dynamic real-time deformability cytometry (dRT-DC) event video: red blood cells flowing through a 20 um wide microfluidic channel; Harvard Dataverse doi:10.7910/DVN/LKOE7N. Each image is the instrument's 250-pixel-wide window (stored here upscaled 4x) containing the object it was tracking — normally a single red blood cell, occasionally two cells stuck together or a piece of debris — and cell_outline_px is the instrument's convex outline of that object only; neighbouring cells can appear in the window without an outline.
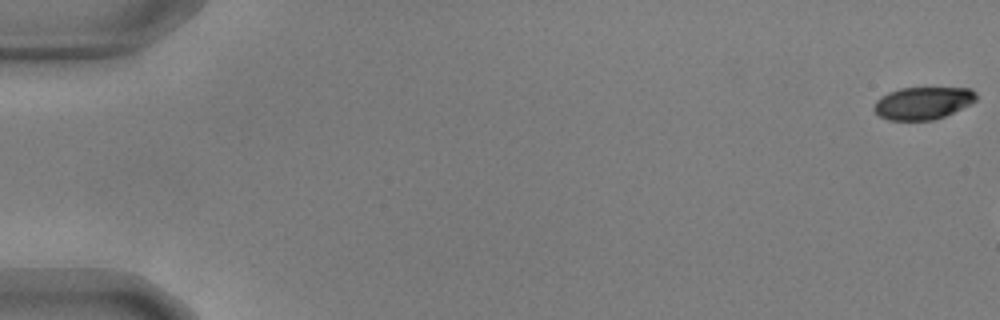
{"species": "common noctule bat (a hibernating species)", "species_latin": "Nyctalus noctula", "temperature_condition": "warm", "stored_images_in_passage": 12, "camera_frame_rate_fps": 3000, "um_per_image_px": 0.085, "animal": {"sex": "male", "body_mass_g": 17.9, "forearm_length_mm": 54.2}, "frame": {"image": 1, "passage_image": 1, "time_ms": 0.0, "image_size_px": [1000, 320], "cell_outline_px": [[976, 100], [944, 116], [932, 120], [888, 120], [880, 116], [872, 108], [876, 100], [880, 96], [888, 92], [900, 88], [972, 88], [976, 92]], "centroid_in_image_um": [78.4, 8.75], "position_along_channel_um": 6.6, "area_um2": 19.19}}